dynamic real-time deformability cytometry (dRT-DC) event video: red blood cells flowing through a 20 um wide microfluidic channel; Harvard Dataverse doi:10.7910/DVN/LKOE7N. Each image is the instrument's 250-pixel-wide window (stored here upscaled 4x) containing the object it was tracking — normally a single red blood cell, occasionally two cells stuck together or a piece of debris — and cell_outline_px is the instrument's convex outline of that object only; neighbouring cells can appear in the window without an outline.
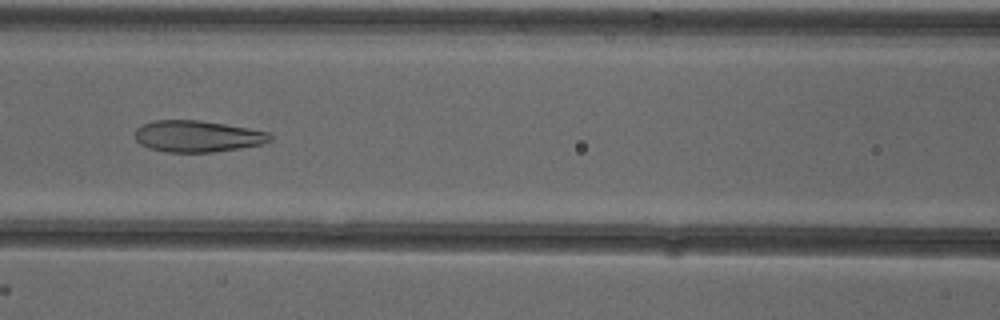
{"species": "common noctule bat (a hibernating species)", "species_latin": "Nyctalus noctula", "temperature_condition": "cold", "stored_images_in_passage": 53, "camera_frame_rate_fps": 3000, "um_per_image_px": 0.085, "animal": {"sex": "female"}, "frame": {"image": 1, "passage_image": 24, "time_ms": 7.667, "image_size_px": [1000, 320], "cell_outline_px": [[272, 140], [264, 144], [240, 148], [212, 152], [168, 152], [148, 148], [140, 144], [136, 140], [136, 128], [152, 120], [200, 120], [248, 128], [268, 132], [272, 136]], "centroid_in_image_um": [16.79, 11.58], "position_along_channel_um": 149.8, "area_um2": 24.8}}
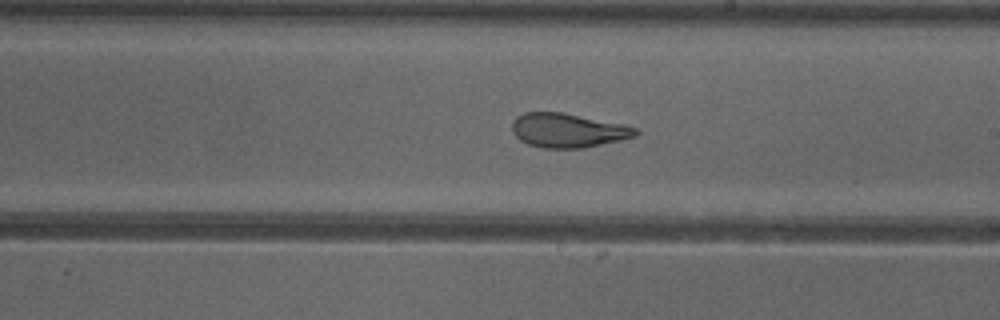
{"frame": {"image": 2, "passage_image": 31, "time_ms": 10.0, "image_size_px": [1000, 320], "cell_outline_px": [[640, 132], [636, 136], [620, 140], [584, 148], [544, 148], [528, 144], [520, 140], [512, 132], [512, 120], [516, 116], [524, 112], [560, 112], [624, 124], [636, 128]], "centroid_in_image_um": [48.26, 11.08], "position_along_channel_um": 240.7, "area_um2": 24.62}}
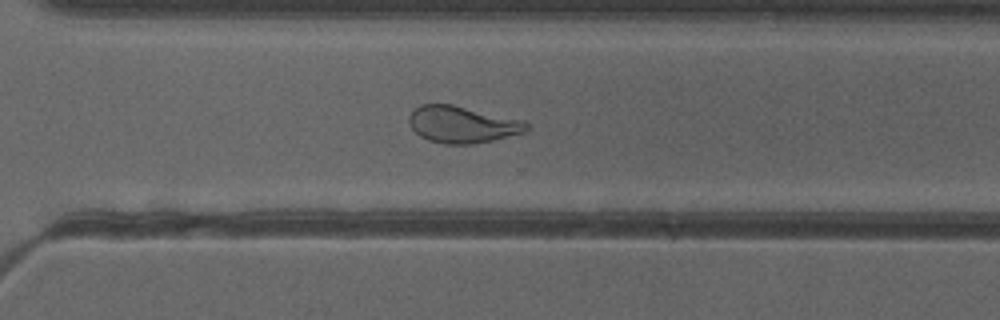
{"frame": {"image": 3, "passage_image": 38, "time_ms": 12.333, "image_size_px": [1000, 320], "cell_outline_px": [[528, 128], [524, 132], [492, 140], [472, 144], [444, 144], [428, 140], [420, 136], [408, 124], [408, 116], [420, 104], [452, 104], [524, 120], [528, 124]], "centroid_in_image_um": [39.27, 10.57], "position_along_channel_um": 331.3, "area_um2": 25.14}, "authors_computed_cell_mechanics": {"area_um2": 29.0156, "velocity_mm_per_s": 3.9053, "shape_relaxation_time_tau1_ms": null, "shape_relaxation_time_tau2_ms": 1.3795, "deformation_change_tau1": null, "deformation_change_tau2": 0.088}}